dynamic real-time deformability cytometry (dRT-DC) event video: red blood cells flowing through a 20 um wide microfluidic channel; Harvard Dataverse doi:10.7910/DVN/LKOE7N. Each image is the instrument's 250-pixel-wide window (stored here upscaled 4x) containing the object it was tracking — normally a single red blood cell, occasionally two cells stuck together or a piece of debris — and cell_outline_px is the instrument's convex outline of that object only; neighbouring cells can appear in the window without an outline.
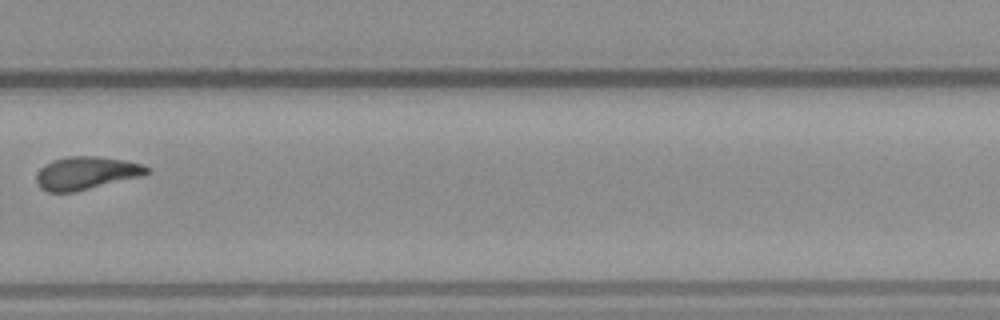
{"species": "common noctule bat (a hibernating species)", "species_latin": "Nyctalus noctula", "temperature_condition": "warm", "stored_images_in_passage": 12, "camera_frame_rate_fps": 3000, "um_per_image_px": 0.085, "animal": {"sex": "male", "body_mass_g": 23.1, "forearm_length_mm": 52.7}, "frame": {"image": 1, "passage_image": 9, "time_ms": 10.667, "image_size_px": [1000, 320], "cell_outline_px": [[148, 172], [144, 176], [76, 192], [48, 192], [40, 188], [36, 180], [36, 176], [40, 168], [44, 164], [52, 160], [68, 156], [96, 156], [124, 160], [144, 164], [148, 168]], "centroid_in_image_um": [7.33, 14.72], "position_along_channel_um": 322.5, "area_um2": 21.44}}
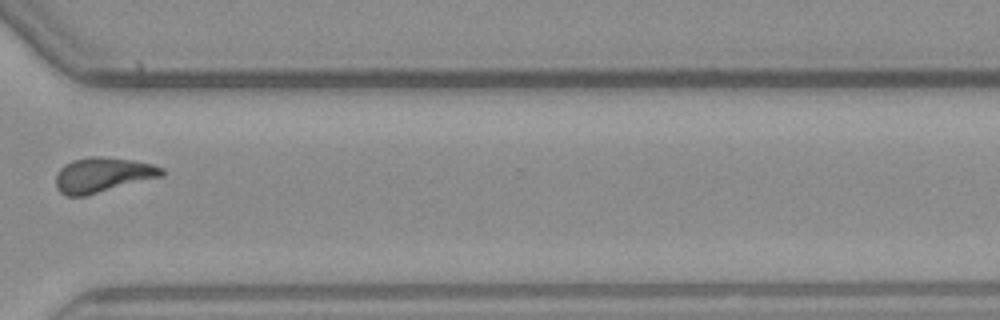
{"frame": {"image": 2, "passage_image": 10, "time_ms": 11.667, "image_size_px": [1000, 320], "cell_outline_px": [[164, 176], [88, 196], [68, 196], [60, 192], [56, 188], [56, 172], [64, 164], [72, 160], [88, 156], [100, 156], [132, 160], [152, 164], [164, 168]], "centroid_in_image_um": [8.72, 14.87], "position_along_channel_um": 361.9, "area_um2": 21.96}}